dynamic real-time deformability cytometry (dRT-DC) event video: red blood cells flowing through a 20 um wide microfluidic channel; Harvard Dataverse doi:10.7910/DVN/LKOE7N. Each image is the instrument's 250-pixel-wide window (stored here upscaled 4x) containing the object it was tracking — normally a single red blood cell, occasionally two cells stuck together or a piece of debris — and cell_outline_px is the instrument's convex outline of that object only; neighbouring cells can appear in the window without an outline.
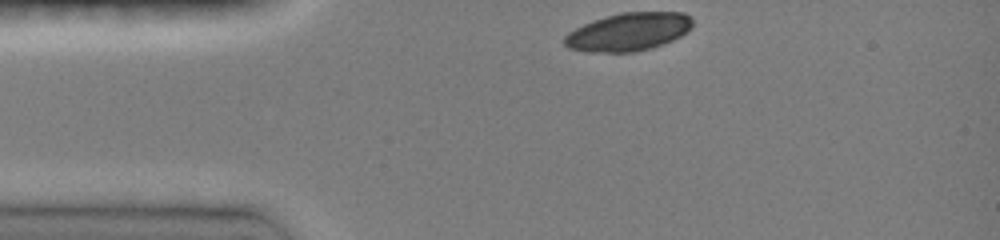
{"species": "common noctule bat (a hibernating species)", "species_latin": "Nyctalus noctula", "temperature_condition": "room temperature", "stored_images_in_passage": 2, "camera_frame_rate_fps": 3000, "um_per_image_px": 0.085, "animal": {"sex": "female", "body_mass_g": 19.0, "forearm_length_mm": 51.5}, "frame": {"image": 1, "passage_image": 1, "time_ms": 0.0, "image_size_px": [1000, 240], "cell_outline_px": [[692, 28], [688, 32], [664, 44], [652, 48], [636, 52], [588, 52], [568, 48], [564, 44], [564, 36], [568, 32], [592, 20], [620, 12], [684, 12], [692, 20]], "centroid_in_image_um": [53.42, 2.71], "position_along_channel_um": 31.6, "area_um2": 28.61}}